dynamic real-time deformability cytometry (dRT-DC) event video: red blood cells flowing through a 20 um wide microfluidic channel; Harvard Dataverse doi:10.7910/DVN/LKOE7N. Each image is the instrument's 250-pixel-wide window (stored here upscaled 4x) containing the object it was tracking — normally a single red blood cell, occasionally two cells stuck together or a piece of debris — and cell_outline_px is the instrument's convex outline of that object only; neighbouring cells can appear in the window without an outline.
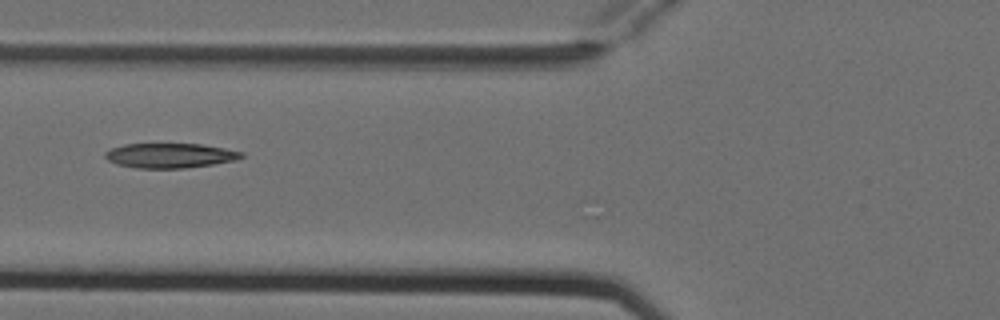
{"species": "Egyptian fruit bat (a non-hibernating species)", "species_latin": "Rousettus aegyptiacus", "temperature_condition": "cold", "stored_images_in_passage": 5, "camera_frame_rate_fps": 3000, "um_per_image_px": 0.085, "animal": {"sex": "female"}, "frame": {"image": 1, "passage_image": 5, "time_ms": 1.333, "image_size_px": [1000, 320], "cell_outline_px": [[244, 156], [236, 160], [212, 164], [184, 168], [136, 168], [116, 164], [108, 160], [104, 156], [104, 152], [112, 148], [124, 144], [200, 144], [224, 148], [244, 152]], "centroid_in_image_um": [14.44, 13.22], "position_along_channel_um": 111.4, "area_um2": 19.59}}